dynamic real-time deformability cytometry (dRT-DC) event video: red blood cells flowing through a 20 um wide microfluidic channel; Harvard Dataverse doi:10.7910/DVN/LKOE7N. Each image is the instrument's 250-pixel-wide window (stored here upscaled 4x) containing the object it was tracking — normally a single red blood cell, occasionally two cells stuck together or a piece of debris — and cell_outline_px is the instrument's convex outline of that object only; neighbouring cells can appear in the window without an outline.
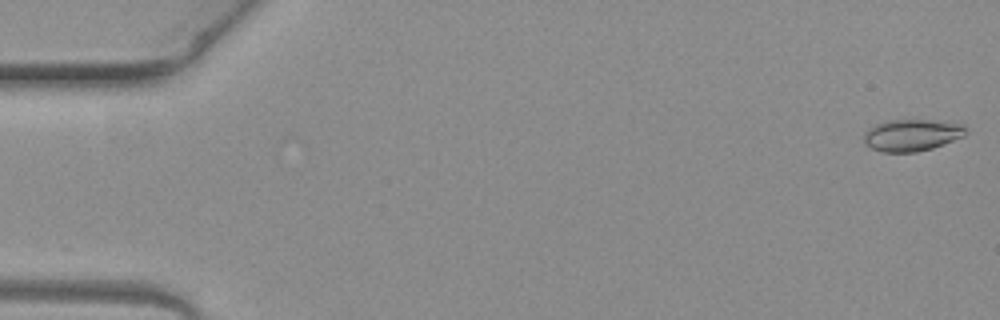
{"species": "common noctule bat (a hibernating species)", "species_latin": "Nyctalus noctula", "temperature_condition": "warm", "stored_images_in_passage": 6, "camera_frame_rate_fps": 3000, "um_per_image_px": 0.085, "animal": {"sex": "female", "body_mass_g": 19.3, "forearm_length_mm": 54.1}, "frame": {"image": 1, "passage_image": 1, "time_ms": 0.0, "image_size_px": [1000, 320], "cell_outline_px": [[968, 132], [964, 136], [932, 148], [916, 152], [884, 152], [872, 148], [864, 144], [864, 132], [868, 128], [876, 124], [888, 120], [928, 120], [964, 124], [968, 128]], "centroid_in_image_um": [77.51, 11.48], "position_along_channel_um": 7.5, "area_um2": 18.96}}
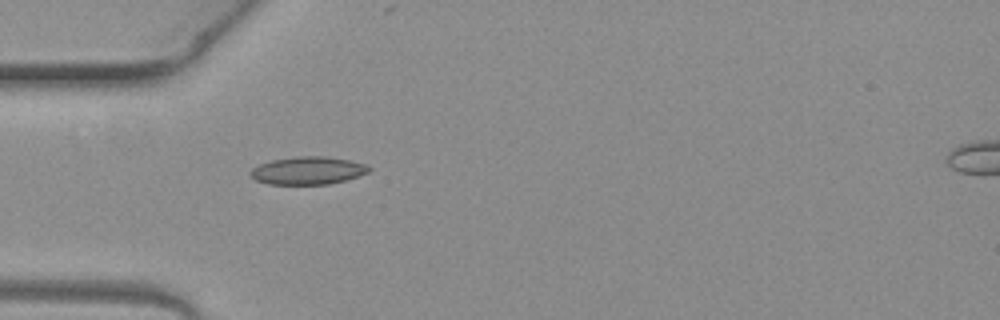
{"frame": {"image": 2, "passage_image": 5, "time_ms": 1.333, "image_size_px": [1000, 320], "cell_outline_px": [[372, 168], [368, 172], [344, 180], [328, 184], [268, 184], [256, 180], [248, 172], [252, 168], [260, 164], [272, 160], [296, 156], [324, 156], [348, 160], [368, 164]], "centroid_in_image_um": [26.16, 14.49], "position_along_channel_um": 58.8, "area_um2": 19.07}}